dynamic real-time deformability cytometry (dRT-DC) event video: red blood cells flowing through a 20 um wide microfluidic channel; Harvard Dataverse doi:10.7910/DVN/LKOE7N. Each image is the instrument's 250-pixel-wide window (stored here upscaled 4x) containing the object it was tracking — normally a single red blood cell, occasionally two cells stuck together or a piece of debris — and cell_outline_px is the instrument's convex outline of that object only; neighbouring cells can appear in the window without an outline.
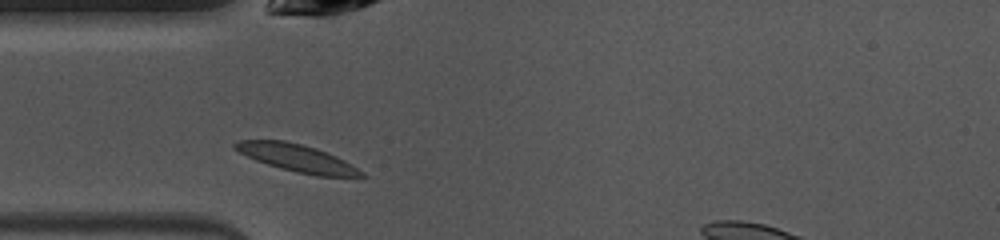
{"species": "common noctule bat (a hibernating species)", "species_latin": "Nyctalus noctula", "temperature_condition": "warm", "stored_images_in_passage": 28, "camera_frame_rate_fps": 3000, "um_per_image_px": 0.085, "animal": {"sex": "female", "body_mass_g": 10.0, "forearm_length_mm": 53.1}, "frame": {"image": 1, "passage_image": 1, "time_ms": 0.0, "image_size_px": [1000, 240], "cell_outline_px": [[368, 176], [316, 176], [296, 172], [280, 168], [256, 160], [232, 148], [232, 144], [240, 140], [284, 140], [316, 148], [336, 156], [344, 160], [364, 172]], "centroid_in_image_um": [25.24, 13.43], "position_along_channel_um": 59.8, "area_um2": 19.94}}
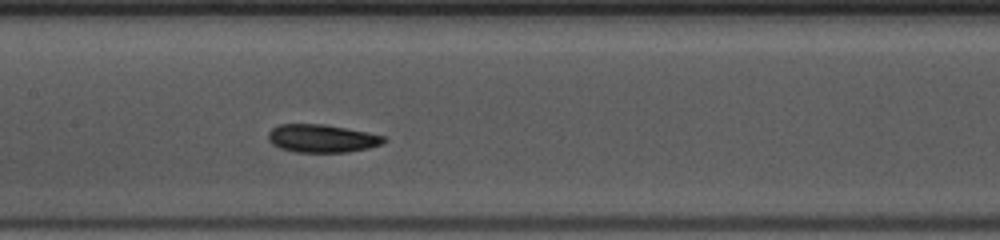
{"frame": {"image": 2, "passage_image": 10, "time_ms": 3.0, "image_size_px": [1000, 240], "cell_outline_px": [[388, 140], [384, 144], [368, 148], [348, 152], [296, 152], [280, 148], [272, 144], [268, 140], [268, 132], [272, 128], [280, 124], [324, 124], [368, 132], [384, 136]], "centroid_in_image_um": [27.38, 11.76], "position_along_channel_um": 180.0, "area_um2": 19.02}}
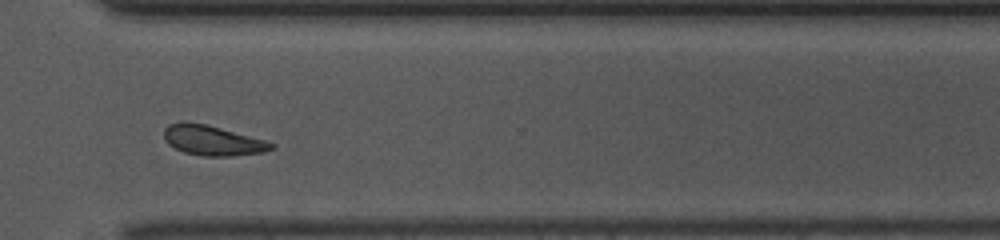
{"frame": {"image": 3, "passage_image": 23, "time_ms": 7.333, "image_size_px": [1000, 240], "cell_outline_px": [[276, 148], [264, 152], [232, 156], [204, 156], [184, 152], [168, 144], [164, 140], [164, 128], [168, 124], [180, 120], [204, 124], [220, 128], [264, 140], [276, 144]], "centroid_in_image_um": [18.04, 11.93], "position_along_channel_um": 352.6, "area_um2": 18.79}, "authors_computed_cell_mechanics": {"area_um2": 18.8428, "velocity_mm_per_s": 3.9877, "shape_relaxation_time_tau1_ms": 4.3279, "shape_relaxation_time_tau2_ms": null, "deformation_change_tau1": 0.1034, "deformation_change_tau2": null}}